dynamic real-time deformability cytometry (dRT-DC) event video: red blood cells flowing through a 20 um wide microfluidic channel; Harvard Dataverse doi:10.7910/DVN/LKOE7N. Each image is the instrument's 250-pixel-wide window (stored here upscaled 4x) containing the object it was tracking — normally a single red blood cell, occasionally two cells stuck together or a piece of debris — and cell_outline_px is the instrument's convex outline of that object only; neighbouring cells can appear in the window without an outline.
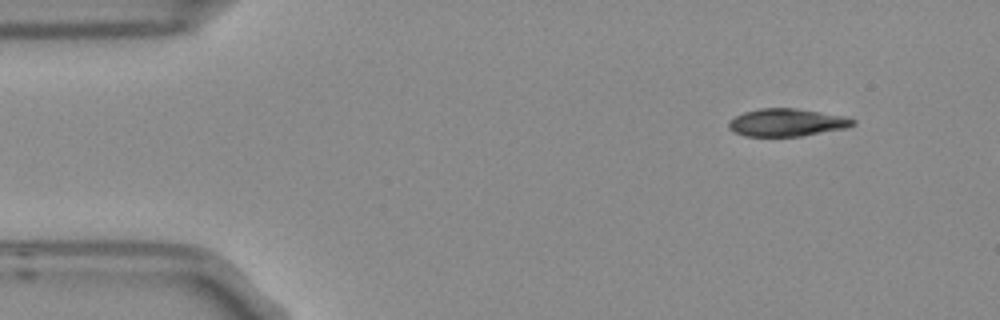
{"species": "Egyptian fruit bat (a non-hibernating species)", "species_latin": "Rousettus aegyptiacus", "temperature_condition": "room temperature", "stored_images_in_passage": 3, "camera_frame_rate_fps": 3000, "um_per_image_px": 0.085, "frame": {"image": 1, "passage_image": 1, "time_ms": 0.0, "image_size_px": [1000, 320], "cell_outline_px": [[856, 124], [848, 128], [800, 136], [744, 136], [728, 128], [728, 120], [744, 112], [760, 108], [796, 108], [848, 116], [856, 120]], "centroid_in_image_um": [66.93, 10.4], "position_along_channel_um": 18.1, "area_um2": 20.23}}